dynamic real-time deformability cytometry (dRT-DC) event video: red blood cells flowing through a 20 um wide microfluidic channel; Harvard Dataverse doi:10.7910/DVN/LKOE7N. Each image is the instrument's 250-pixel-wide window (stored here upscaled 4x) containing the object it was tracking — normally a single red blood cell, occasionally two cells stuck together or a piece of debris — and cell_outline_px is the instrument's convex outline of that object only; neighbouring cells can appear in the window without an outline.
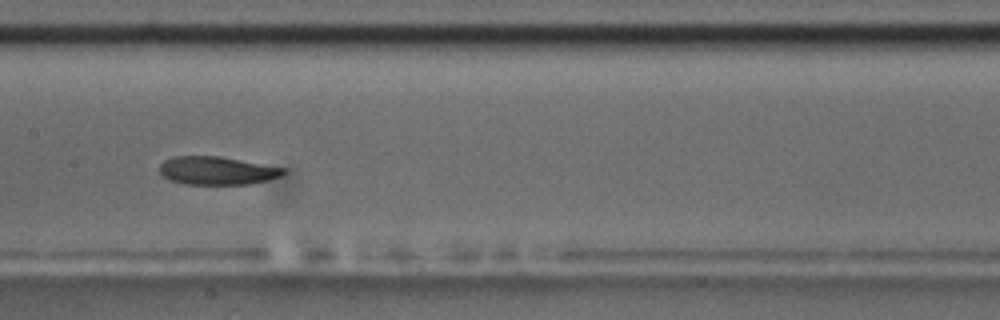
{"species": "common noctule bat (a hibernating species)", "species_latin": "Nyctalus noctula", "temperature_condition": "room temperature", "stored_images_in_passage": 14, "camera_frame_rate_fps": 3000, "um_per_image_px": 0.085, "animal": {"sex": "male", "body_mass_g": 17.5, "forearm_length_mm": 52.3}, "frame": {"image": 1, "passage_image": 7, "time_ms": 7.667, "image_size_px": [1000, 320], "cell_outline_px": [[288, 172], [280, 176], [268, 180], [248, 184], [184, 184], [168, 180], [160, 172], [160, 164], [164, 160], [172, 156], [220, 156], [288, 168]], "centroid_in_image_um": [18.48, 14.5], "position_along_channel_um": 188.9, "area_um2": 20.58}}
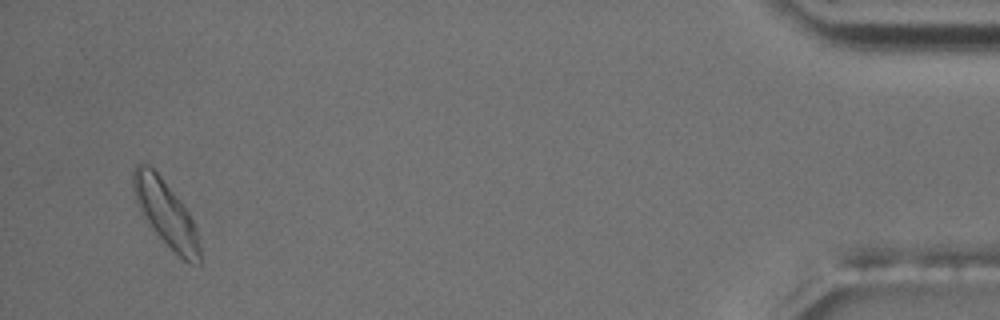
{"frame": {"image": 2, "passage_image": 14, "time_ms": 16.333, "image_size_px": [1000, 320], "cell_outline_px": [[200, 264], [192, 264], [184, 260], [148, 224], [136, 200], [132, 188], [132, 168], [136, 164], [144, 160], [160, 176], [180, 200], [188, 212], [196, 228], [200, 248]], "centroid_in_image_um": [14.06, 18.06], "position_along_channel_um": 421.1, "area_um2": 25.09}, "authors_computed_cell_mechanics": {"area_um2": 21.2704, "velocity_mm_per_s": 3.5728, "shape_relaxation_time_tau1_ms": 2.1774, "shape_relaxation_time_tau2_ms": 1.9744, "deformation_change_tau1": 0.0728, "deformation_change_tau2": 0.0704}}